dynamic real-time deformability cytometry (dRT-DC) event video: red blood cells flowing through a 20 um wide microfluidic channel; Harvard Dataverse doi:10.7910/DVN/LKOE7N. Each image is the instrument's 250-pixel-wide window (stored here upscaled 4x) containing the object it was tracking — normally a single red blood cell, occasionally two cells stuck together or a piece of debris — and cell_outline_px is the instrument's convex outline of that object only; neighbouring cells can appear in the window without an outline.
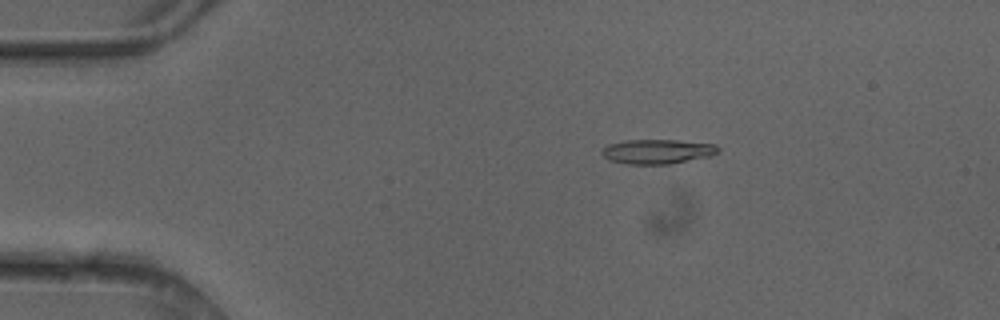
{"species": "common noctule bat (a hibernating species)", "species_latin": "Nyctalus noctula", "temperature_condition": "cold", "stored_images_in_passage": 3, "camera_frame_rate_fps": 3000, "um_per_image_px": 0.085, "animal": {"sex": "female"}, "frame": {"image": 1, "passage_image": 1, "time_ms": 0.0, "image_size_px": [1000, 320], "cell_outline_px": [[720, 152], [712, 156], [668, 164], [628, 164], [612, 160], [604, 156], [600, 152], [600, 148], [608, 144], [624, 140], [676, 140], [716, 144], [720, 148]], "centroid_in_image_um": [55.9, 12.87], "position_along_channel_um": 29.1, "area_um2": 16.76}}
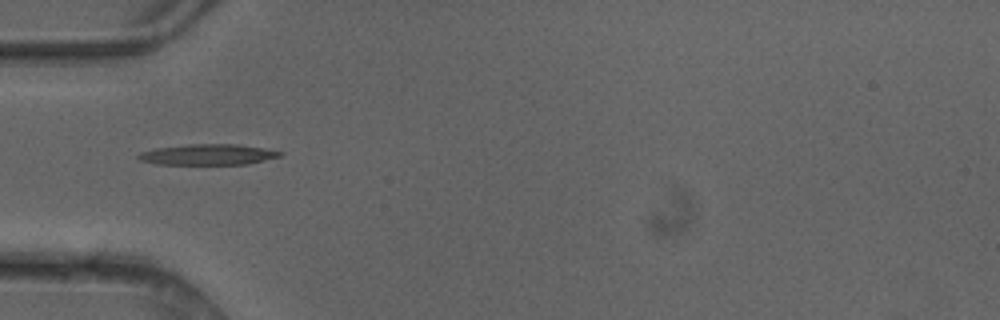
{"frame": {"image": 2, "passage_image": 3, "time_ms": 0.667, "image_size_px": [1000, 320], "cell_outline_px": [[284, 152], [280, 156], [248, 164], [156, 164], [140, 160], [136, 156], [140, 152], [156, 148], [188, 144], [236, 144], [264, 148]], "centroid_in_image_um": [17.66, 13.13], "position_along_channel_um": 67.3, "area_um2": 17.05}}